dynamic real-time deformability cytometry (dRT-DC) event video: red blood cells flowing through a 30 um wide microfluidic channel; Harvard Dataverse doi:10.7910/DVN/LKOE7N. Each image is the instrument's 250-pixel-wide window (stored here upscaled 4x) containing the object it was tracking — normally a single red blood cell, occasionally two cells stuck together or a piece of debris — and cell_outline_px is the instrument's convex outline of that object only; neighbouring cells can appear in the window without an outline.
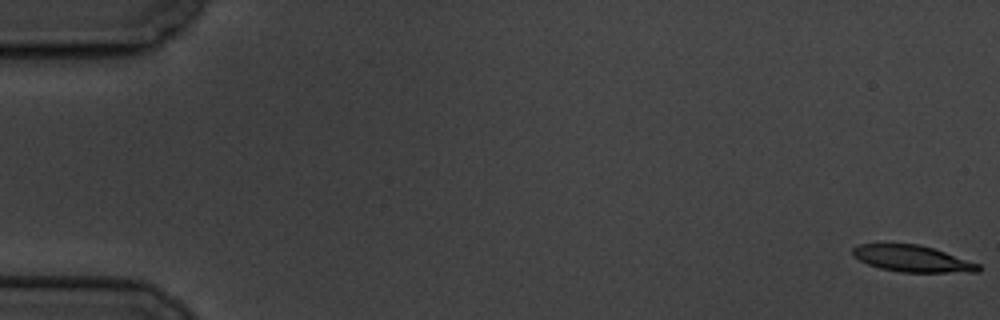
{"species": "common noctule bat (a hibernating species)", "species_latin": "Nyctalus noctula", "temperature_condition": "cold", "stored_images_in_passage": 6, "camera_frame_rate_fps": 3000, "um_per_image_px": 0.085, "animal": {"sex": "male", "body_mass_g": 19.5, "forearm_length_mm": 54.6}, "frame": {"image": 1, "passage_image": 1, "time_ms": 0.0, "image_size_px": [1000, 320], "cell_outline_px": [[980, 272], [900, 272], [880, 268], [868, 264], [852, 256], [852, 248], [856, 244], [920, 244], [980, 264]], "centroid_in_image_um": [77.52, 21.98], "position_along_channel_um": 7.5, "area_um2": 19.31}}
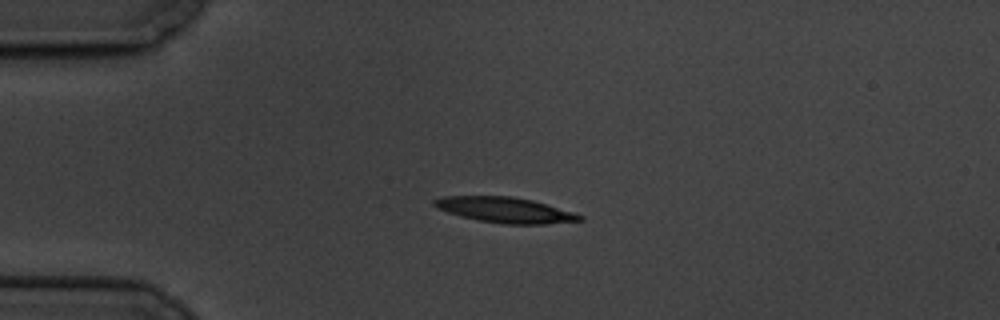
{"frame": {"image": 2, "passage_image": 5, "time_ms": 4.667, "image_size_px": [1000, 320], "cell_outline_px": [[584, 220], [544, 224], [504, 224], [476, 220], [460, 216], [436, 208], [432, 204], [432, 200], [440, 196], [512, 196], [532, 200], [572, 212], [584, 216]], "centroid_in_image_um": [42.88, 17.84], "position_along_channel_um": 42.1, "area_um2": 21.62}}